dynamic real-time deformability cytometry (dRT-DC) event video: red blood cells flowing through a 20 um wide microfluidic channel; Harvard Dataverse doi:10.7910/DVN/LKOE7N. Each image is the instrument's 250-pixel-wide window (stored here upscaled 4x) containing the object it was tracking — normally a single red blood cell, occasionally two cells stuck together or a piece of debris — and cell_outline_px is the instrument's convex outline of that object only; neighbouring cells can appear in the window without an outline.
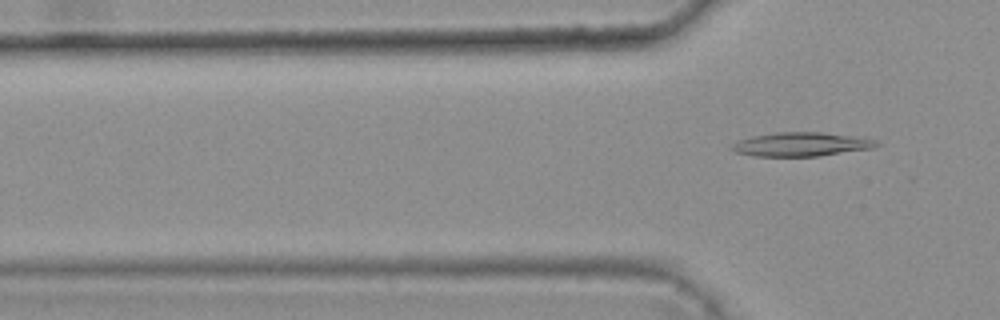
{"species": "common noctule bat (a hibernating species)", "species_latin": "Nyctalus noctula", "temperature_condition": "warm", "stored_images_in_passage": 5, "camera_frame_rate_fps": 3000, "um_per_image_px": 0.085, "animal": {"sex": "female", "body_mass_g": 25.1}, "frame": {"image": 1, "passage_image": 5, "time_ms": 1.333, "image_size_px": [1000, 320], "cell_outline_px": [[880, 144], [872, 148], [820, 156], [756, 156], [736, 152], [728, 148], [732, 144], [740, 140], [752, 136], [776, 132], [820, 132], [852, 136], [872, 140]], "centroid_in_image_um": [68.04, 12.27], "position_along_channel_um": 57.8, "area_um2": 19.88}}